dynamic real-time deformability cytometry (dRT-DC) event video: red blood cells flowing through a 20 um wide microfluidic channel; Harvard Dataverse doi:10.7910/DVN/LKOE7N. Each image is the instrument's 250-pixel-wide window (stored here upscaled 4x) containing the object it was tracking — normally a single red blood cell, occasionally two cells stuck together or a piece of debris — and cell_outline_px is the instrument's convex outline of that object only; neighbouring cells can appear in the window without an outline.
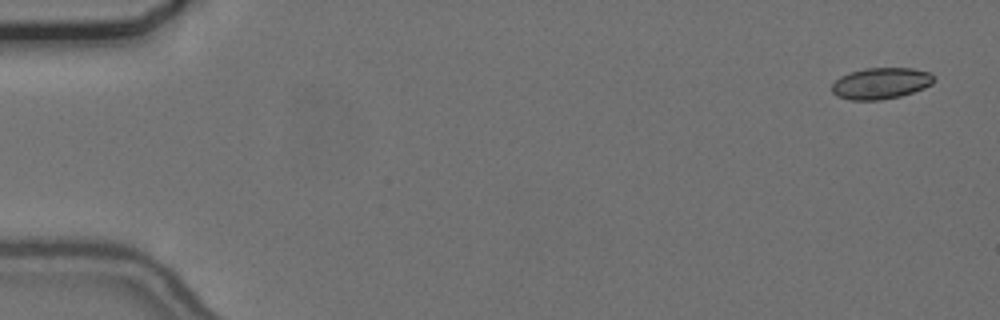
{"species": "common noctule bat (a hibernating species)", "species_latin": "Nyctalus noctula", "temperature_condition": "cold", "stored_images_in_passage": 18, "camera_frame_rate_fps": 3000, "um_per_image_px": 0.085, "animal": {"sex": "female", "body_mass_g": 24.6, "forearm_length_mm": 56.2}, "frame": {"image": 1, "passage_image": 1, "time_ms": 0.0, "image_size_px": [1000, 320], "cell_outline_px": [[936, 80], [932, 84], [924, 88], [900, 96], [880, 100], [852, 100], [836, 96], [832, 92], [832, 84], [840, 76], [848, 72], [864, 68], [912, 68], [932, 72]], "centroid_in_image_um": [74.89, 7.07], "position_along_channel_um": 10.1, "area_um2": 18.84}}
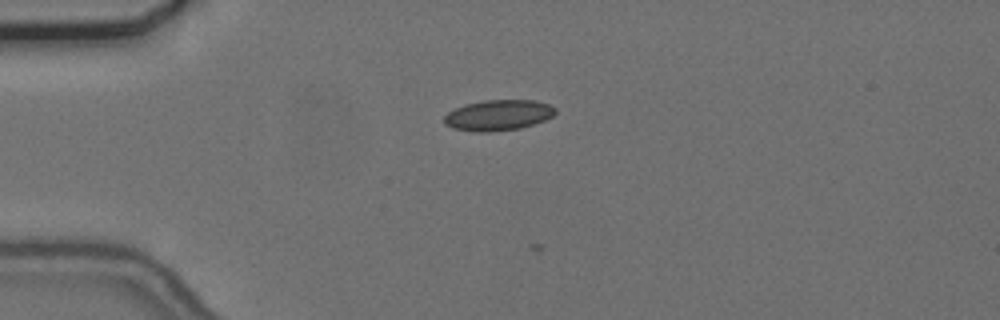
{"frame": {"image": 2, "passage_image": 13, "time_ms": 4.0, "image_size_px": [1000, 320], "cell_outline_px": [[556, 112], [552, 116], [544, 120], [520, 128], [488, 132], [472, 132], [452, 128], [444, 124], [444, 116], [448, 112], [464, 104], [484, 100], [532, 100], [548, 104], [556, 108]], "centroid_in_image_um": [42.31, 9.79], "position_along_channel_um": 42.7, "area_um2": 19.88}}